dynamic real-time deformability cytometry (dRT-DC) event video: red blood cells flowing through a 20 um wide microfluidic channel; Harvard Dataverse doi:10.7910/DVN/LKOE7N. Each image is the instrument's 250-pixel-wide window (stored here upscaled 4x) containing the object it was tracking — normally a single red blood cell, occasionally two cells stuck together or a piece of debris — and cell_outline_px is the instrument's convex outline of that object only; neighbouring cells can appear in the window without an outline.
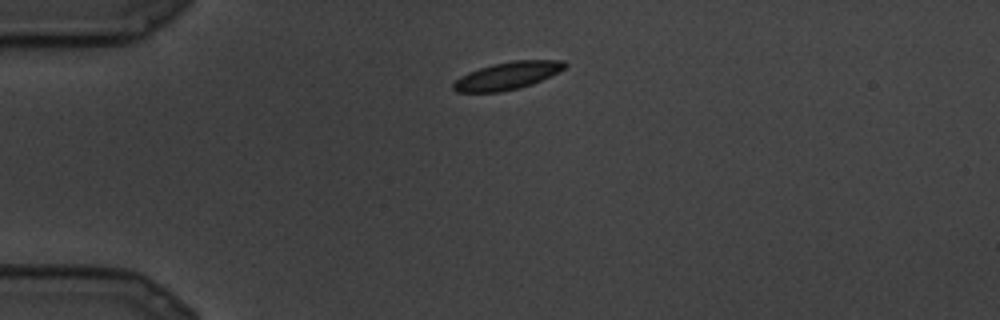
{"species": "common noctule bat (a hibernating species)", "species_latin": "Nyctalus noctula", "temperature_condition": "cold", "stored_images_in_passage": 8, "camera_frame_rate_fps": 3000, "um_per_image_px": 0.085, "animal": {"sex": "male", "body_mass_g": 19.5, "forearm_length_mm": 54.6}, "frame": {"image": 1, "passage_image": 1, "time_ms": 0.0, "image_size_px": [1000, 320], "cell_outline_px": [[568, 64], [564, 68], [532, 84], [500, 92], [456, 92], [452, 88], [452, 84], [460, 76], [468, 72], [492, 64], [512, 60], [564, 60]], "centroid_in_image_um": [43.08, 6.43], "position_along_channel_um": 41.9, "area_um2": 17.69}}
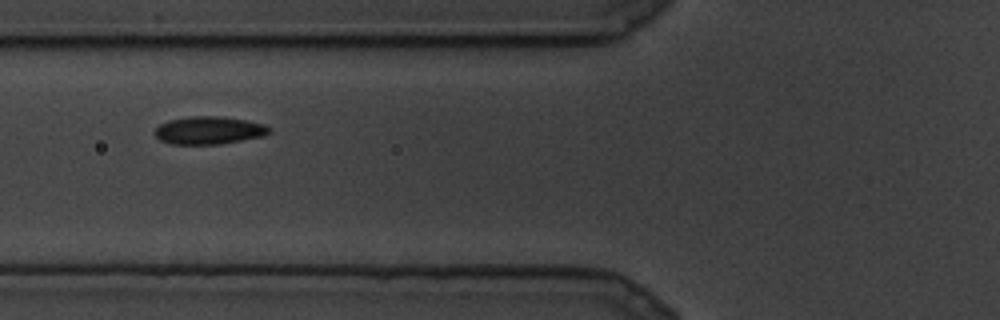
{"frame": {"image": 2, "passage_image": 5, "time_ms": 1.333, "image_size_px": [1000, 320], "cell_outline_px": [[272, 132], [264, 136], [216, 144], [172, 144], [160, 140], [152, 132], [160, 124], [168, 120], [192, 116], [216, 116], [244, 120], [264, 124], [272, 128]], "centroid_in_image_um": [17.75, 11.08], "position_along_channel_um": 108.1, "area_um2": 18.44}}
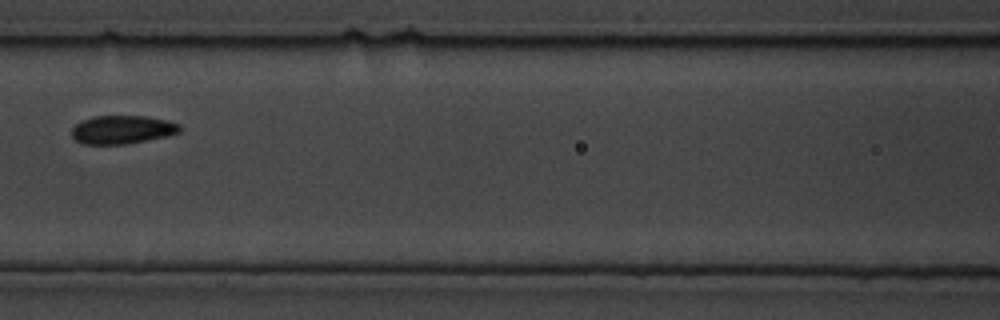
{"frame": {"image": 3, "passage_image": 7, "time_ms": 2.0, "image_size_px": [1000, 320], "cell_outline_px": [[180, 132], [164, 136], [124, 144], [84, 144], [76, 140], [72, 136], [72, 128], [76, 124], [92, 116], [144, 116], [164, 120], [180, 124]], "centroid_in_image_um": [10.35, 11.01], "position_along_channel_um": 156.2, "area_um2": 17.51}}